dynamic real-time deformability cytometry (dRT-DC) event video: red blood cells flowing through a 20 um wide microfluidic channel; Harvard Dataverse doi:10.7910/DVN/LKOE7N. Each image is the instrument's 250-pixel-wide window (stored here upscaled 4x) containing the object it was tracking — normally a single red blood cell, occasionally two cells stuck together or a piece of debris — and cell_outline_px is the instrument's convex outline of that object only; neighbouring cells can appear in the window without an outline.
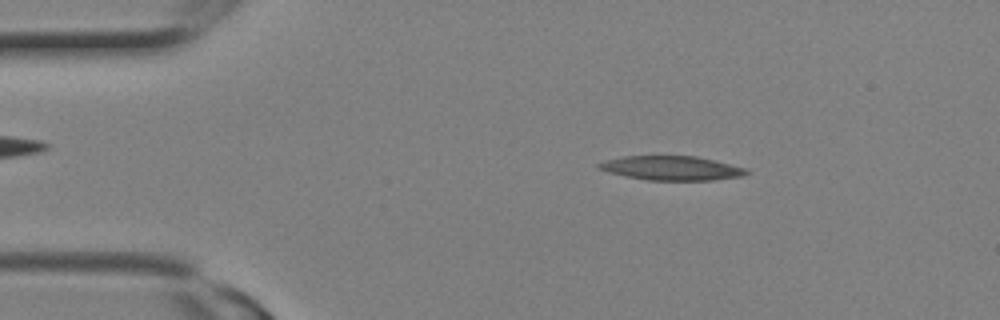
{"species": "Egyptian fruit bat (a non-hibernating species)", "species_latin": "Rousettus aegyptiacus", "temperature_condition": "room temperature", "stored_images_in_passage": 6, "camera_frame_rate_fps": 3000, "um_per_image_px": 0.085, "animal": {"sex": "female"}, "frame": {"image": 1, "passage_image": 3, "time_ms": 0.667, "image_size_px": [1000, 320], "cell_outline_px": [[752, 172], [744, 176], [712, 180], [648, 180], [624, 176], [608, 172], [596, 168], [596, 164], [604, 160], [624, 156], [696, 156], [716, 160], [748, 168]], "centroid_in_image_um": [57.11, 14.29], "position_along_channel_um": 27.9, "area_um2": 21.15}}
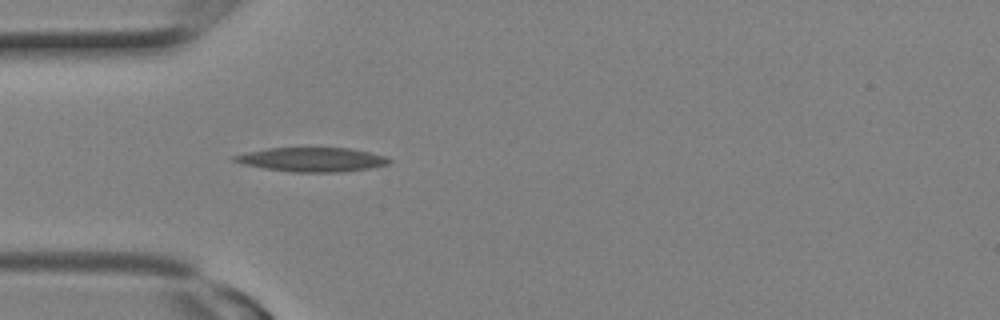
{"frame": {"image": 2, "passage_image": 6, "time_ms": 1.667, "image_size_px": [1000, 320], "cell_outline_px": [[392, 160], [388, 164], [368, 168], [340, 172], [296, 172], [264, 168], [244, 164], [232, 160], [232, 156], [248, 152], [268, 148], [352, 148], [384, 156]], "centroid_in_image_um": [26.52, 13.56], "position_along_channel_um": 58.5, "area_um2": 21.5}}